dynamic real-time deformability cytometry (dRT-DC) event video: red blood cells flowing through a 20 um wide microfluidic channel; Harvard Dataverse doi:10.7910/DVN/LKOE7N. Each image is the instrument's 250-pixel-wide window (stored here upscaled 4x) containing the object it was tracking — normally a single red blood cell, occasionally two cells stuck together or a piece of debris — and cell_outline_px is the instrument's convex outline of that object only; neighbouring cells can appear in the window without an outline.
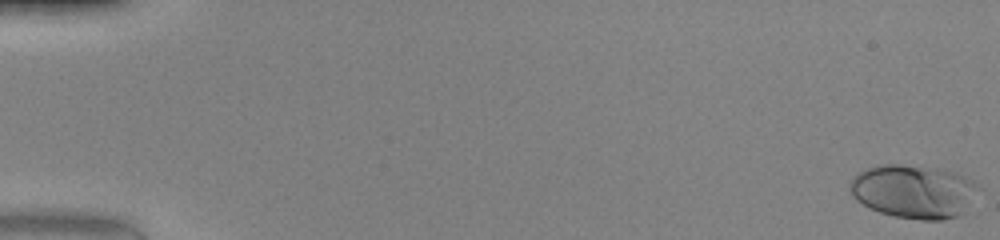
{"species": "human", "species_latin": "Homo sapiens", "temperature_condition": "warm", "stored_images_in_passage": 46, "camera_frame_rate_fps": 3000, "um_per_image_px": 0.085, "donor": {"sex": "female"}, "frame": {"image": 1, "passage_image": 1, "time_ms": 0.0, "image_size_px": [1000, 240], "cell_outline_px": [[984, 188], [956, 216], [944, 220], [920, 220], [896, 216], [880, 212], [868, 208], [856, 200], [852, 196], [848, 188], [852, 176], [856, 172], [876, 164], [900, 164], [944, 168], [956, 172], [980, 184]], "centroid_in_image_um": [77.65, 16.23], "position_along_channel_um": 7.4, "area_um2": 40.86}}
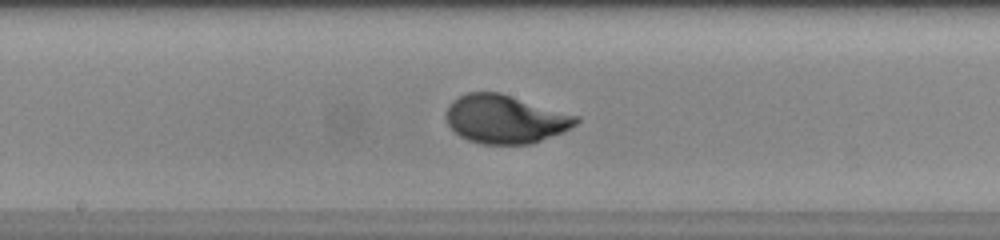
{"frame": {"image": 2, "passage_image": 28, "time_ms": 9.0, "image_size_px": [1000, 240], "cell_outline_px": [[580, 120], [576, 124], [564, 132], [532, 144], [480, 144], [468, 140], [460, 136], [448, 124], [444, 116], [452, 100], [468, 92], [500, 92], [580, 116]], "centroid_in_image_um": [42.97, 10.13], "position_along_channel_um": 205.2, "area_um2": 36.93}}
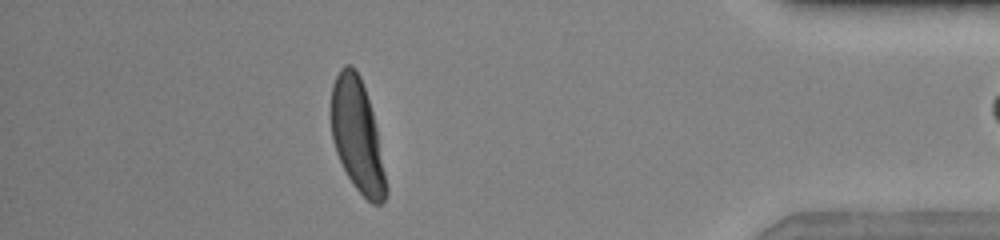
{"frame": {"image": 3, "passage_image": 45, "time_ms": 14.667, "image_size_px": [1000, 240], "cell_outline_px": [[388, 192], [384, 200], [380, 204], [372, 204], [352, 184], [336, 152], [332, 140], [332, 84], [340, 68], [344, 64], [352, 64], [356, 68], [360, 76], [372, 112], [376, 128], [388, 188]], "centroid_in_image_um": [30.37, 11.53], "position_along_channel_um": 404.8, "area_um2": 35.66}}